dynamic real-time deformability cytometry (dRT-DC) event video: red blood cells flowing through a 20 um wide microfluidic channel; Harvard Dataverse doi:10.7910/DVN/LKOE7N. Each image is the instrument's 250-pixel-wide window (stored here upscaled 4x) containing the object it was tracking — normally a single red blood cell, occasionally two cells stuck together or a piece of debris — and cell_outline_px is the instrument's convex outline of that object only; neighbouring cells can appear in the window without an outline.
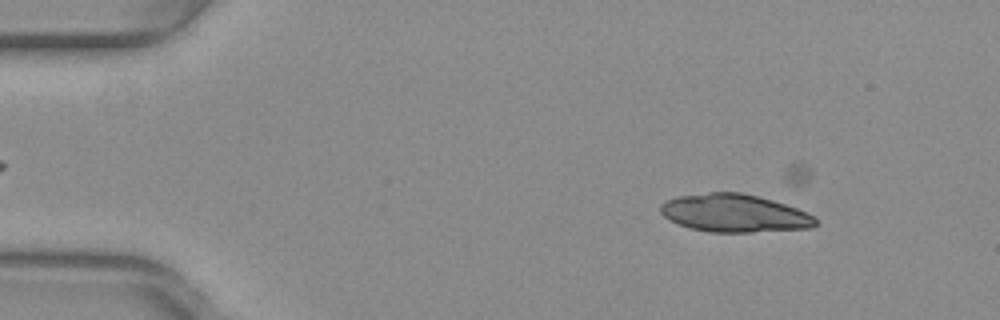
{"species": "common noctule bat (a hibernating species)", "species_latin": "Nyctalus noctula", "temperature_condition": "warm", "stored_images_in_passage": 16, "camera_frame_rate_fps": 3000, "um_per_image_px": 0.085, "animal": {"sex": "female", "body_mass_g": 29.2, "forearm_length_mm": 56.3}, "frame": {"image": 1, "passage_image": 6, "time_ms": 1.667, "image_size_px": [1000, 320], "cell_outline_px": [[820, 224], [812, 228], [752, 232], [708, 232], [692, 228], [680, 224], [664, 216], [660, 212], [660, 204], [668, 200], [680, 196], [708, 192], [740, 192], [772, 200], [808, 212], [816, 216], [820, 220]], "centroid_in_image_um": [62.5, 18.13], "position_along_channel_um": 22.5, "area_um2": 34.28}}